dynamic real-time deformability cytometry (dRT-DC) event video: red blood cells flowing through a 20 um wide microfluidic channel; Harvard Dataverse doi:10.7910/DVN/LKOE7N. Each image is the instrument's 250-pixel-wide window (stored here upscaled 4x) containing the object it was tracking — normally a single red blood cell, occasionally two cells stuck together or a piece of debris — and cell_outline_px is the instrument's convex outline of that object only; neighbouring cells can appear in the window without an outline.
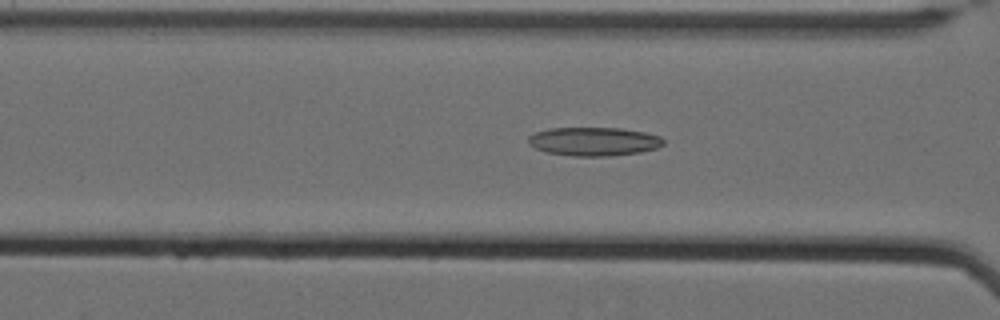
{"species": "Egyptian fruit bat (a non-hibernating species)", "species_latin": "Rousettus aegyptiacus", "temperature_condition": "cold", "stored_images_in_passage": 31, "camera_frame_rate_fps": 3000, "um_per_image_px": 0.085, "animal": {"sex": "female"}, "frame": {"image": 1, "passage_image": 30, "time_ms": 9.667, "image_size_px": [1000, 320], "cell_outline_px": [[664, 144], [656, 148], [640, 152], [612, 156], [572, 156], [544, 152], [528, 144], [528, 136], [536, 132], [548, 128], [620, 128], [644, 132], [660, 136], [664, 140]], "centroid_in_image_um": [50.46, 12.03], "position_along_channel_um": 116.1, "area_um2": 22.66}}